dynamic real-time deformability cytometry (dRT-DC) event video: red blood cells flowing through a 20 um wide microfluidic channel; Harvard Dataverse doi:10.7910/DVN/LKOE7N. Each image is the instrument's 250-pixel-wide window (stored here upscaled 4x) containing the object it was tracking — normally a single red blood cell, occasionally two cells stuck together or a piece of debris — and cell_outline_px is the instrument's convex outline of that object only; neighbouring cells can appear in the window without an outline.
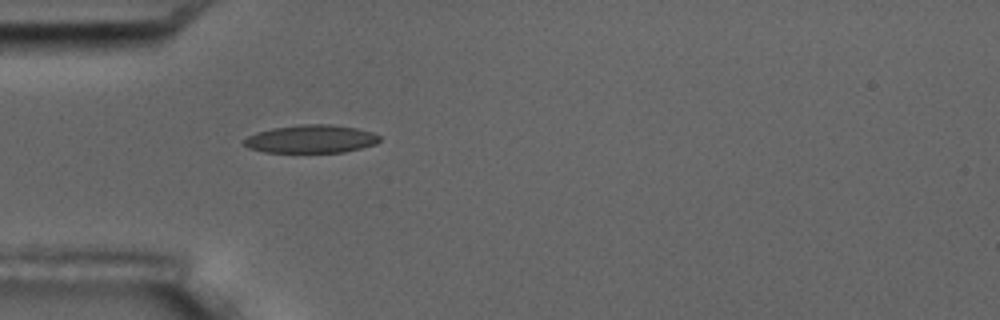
{"species": "common noctule bat (a hibernating species)", "species_latin": "Nyctalus noctula", "temperature_condition": "room temperature", "stored_images_in_passage": 1, "camera_frame_rate_fps": 3000, "um_per_image_px": 0.085, "animal": {"sex": "male", "body_mass_g": 17.5, "forearm_length_mm": 52.3}, "frame": {"image": 1, "passage_image": 1, "time_ms": 0.0, "image_size_px": [1000, 320], "cell_outline_px": [[380, 140], [376, 144], [344, 152], [264, 152], [248, 148], [244, 144], [244, 140], [248, 136], [256, 132], [272, 128], [300, 124], [332, 124], [356, 128], [372, 132], [380, 136]], "centroid_in_image_um": [26.44, 11.81], "position_along_channel_um": 58.6, "area_um2": 22.2}}